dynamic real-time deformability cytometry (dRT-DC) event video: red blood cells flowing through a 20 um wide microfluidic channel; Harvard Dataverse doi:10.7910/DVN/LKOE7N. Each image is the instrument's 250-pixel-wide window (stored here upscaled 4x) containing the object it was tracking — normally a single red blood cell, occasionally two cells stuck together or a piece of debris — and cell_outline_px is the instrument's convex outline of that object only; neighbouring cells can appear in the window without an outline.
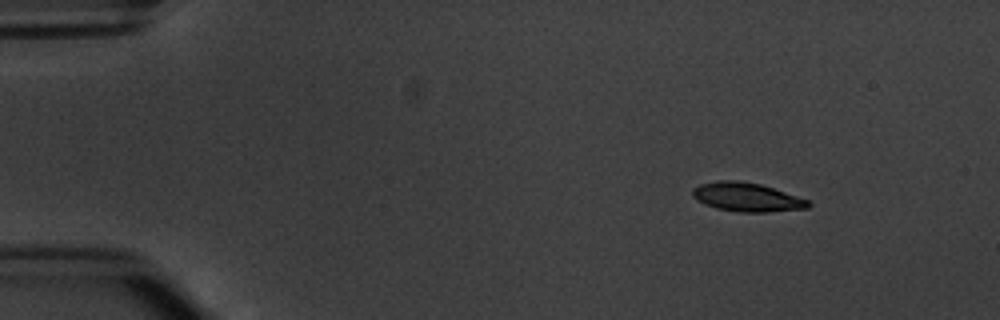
{"species": "common noctule bat (a hibernating species)", "species_latin": "Nyctalus noctula", "temperature_condition": "warm", "stored_images_in_passage": 5, "camera_frame_rate_fps": 3000, "um_per_image_px": 0.085, "animal": {"sex": "male", "body_mass_g": 20.1, "forearm_length_mm": 53.5}, "frame": {"image": 1, "passage_image": 1, "time_ms": 0.0, "image_size_px": [1000, 320], "cell_outline_px": [[812, 204], [808, 208], [768, 212], [736, 212], [716, 208], [704, 204], [696, 200], [692, 196], [692, 188], [700, 184], [720, 180], [736, 180], [760, 184], [808, 200]], "centroid_in_image_um": [63.44, 16.76], "position_along_channel_um": 21.6, "area_um2": 19.42}}
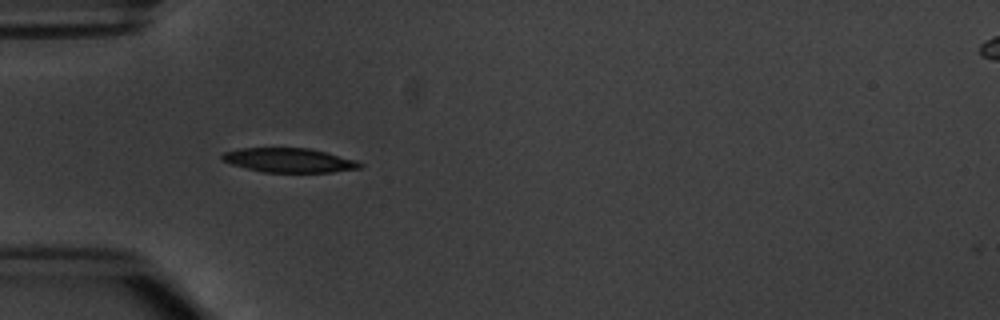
{"frame": {"image": 2, "passage_image": 4, "time_ms": 3.333, "image_size_px": [1000, 320], "cell_outline_px": [[364, 164], [360, 168], [332, 172], [264, 172], [232, 164], [224, 160], [220, 156], [224, 152], [240, 148], [308, 148], [356, 160]], "centroid_in_image_um": [24.58, 13.62], "position_along_channel_um": 60.4, "area_um2": 19.19}}